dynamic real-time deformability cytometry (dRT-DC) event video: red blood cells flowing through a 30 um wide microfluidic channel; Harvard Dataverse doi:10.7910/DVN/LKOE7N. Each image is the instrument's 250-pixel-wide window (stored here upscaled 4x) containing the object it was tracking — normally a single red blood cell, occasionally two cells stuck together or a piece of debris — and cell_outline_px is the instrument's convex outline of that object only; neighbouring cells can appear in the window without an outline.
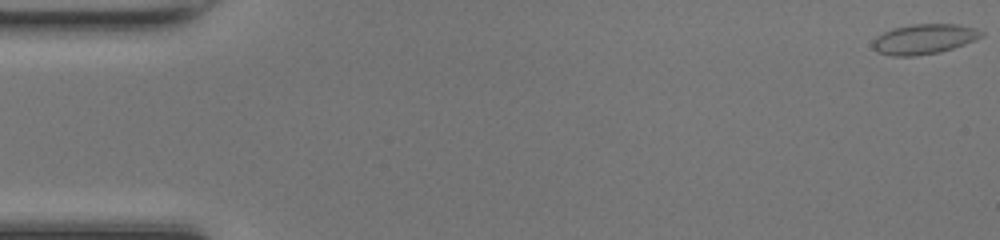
{"species": "common noctule bat (a hibernating species)", "species_latin": "Nyctalus noctula", "temperature_condition": "room temperature", "stored_images_in_passage": 9, "camera_frame_rate_fps": 3000, "um_per_image_px": 0.085, "animal": {"sex": "female", "body_mass_g": 17.0, "forearm_length_mm": 48.0}, "frame": {"image": 1, "passage_image": 1, "time_ms": 0.0, "image_size_px": [1000, 240], "cell_outline_px": [[984, 36], [976, 40], [940, 52], [912, 56], [892, 56], [876, 52], [872, 48], [872, 40], [876, 36], [892, 28], [912, 24], [960, 24], [976, 28], [984, 32]], "centroid_in_image_um": [78.53, 3.31], "position_along_channel_um": 6.5, "area_um2": 19.25}}